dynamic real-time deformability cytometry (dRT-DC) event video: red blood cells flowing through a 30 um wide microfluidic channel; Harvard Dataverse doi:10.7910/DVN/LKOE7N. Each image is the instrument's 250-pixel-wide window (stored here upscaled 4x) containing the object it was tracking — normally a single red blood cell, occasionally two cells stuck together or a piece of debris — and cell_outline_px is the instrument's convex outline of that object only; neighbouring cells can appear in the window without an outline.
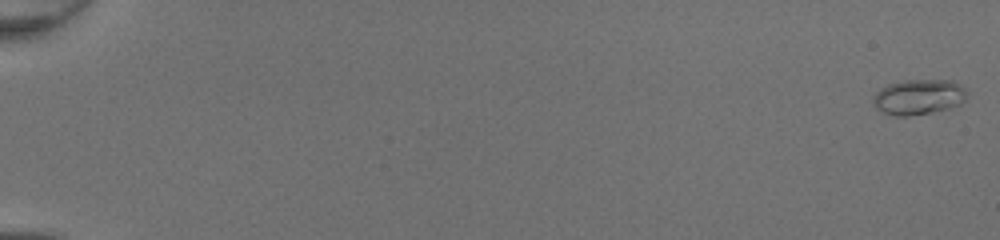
{"species": "common noctule bat (a hibernating species)", "species_latin": "Nyctalus noctula", "temperature_condition": "room temperature", "stored_images_in_passage": 51, "camera_frame_rate_fps": 3000, "um_per_image_px": 0.085, "animal": {"sex": "female", "body_mass_g": 20.0, "forearm_length_mm": 54.0}, "frame": {"image": 1, "passage_image": 1, "time_ms": 0.0, "image_size_px": [1000, 240], "cell_outline_px": [[968, 92], [964, 100], [960, 104], [952, 108], [932, 112], [908, 116], [896, 116], [884, 112], [876, 108], [872, 100], [872, 96], [880, 88], [888, 84], [904, 80], [952, 80], [968, 88]], "centroid_in_image_um": [78.11, 8.23], "position_along_channel_um": 6.9, "area_um2": 19.59}}
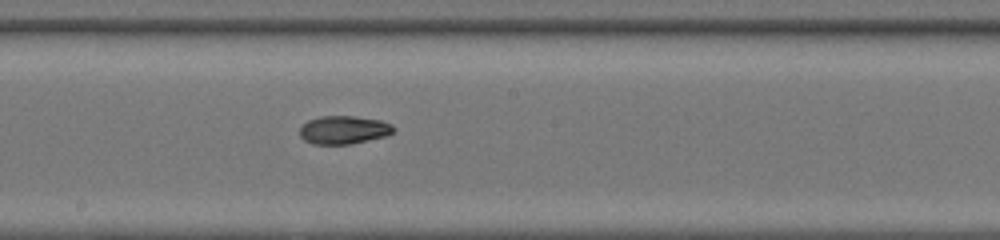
{"frame": {"image": 2, "passage_image": 31, "time_ms": 10.0, "image_size_px": [1000, 240], "cell_outline_px": [[396, 128], [388, 136], [352, 144], [312, 144], [304, 140], [300, 136], [300, 128], [308, 120], [320, 116], [356, 116], [380, 120], [392, 124]], "centroid_in_image_um": [29.24, 11.04], "position_along_channel_um": 219.0, "area_um2": 15.61}}
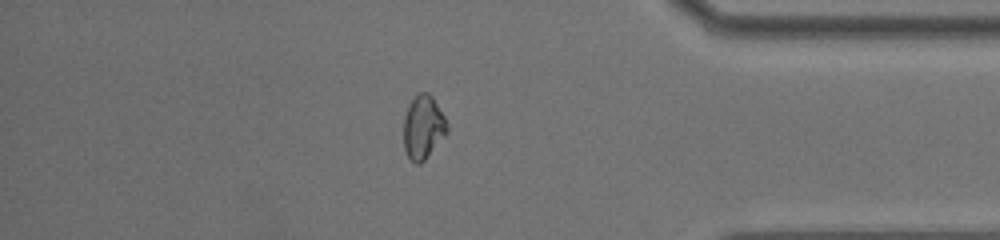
{"frame": {"image": 3, "passage_image": 45, "time_ms": 14.667, "image_size_px": [1000, 240], "cell_outline_px": [[448, 132], [424, 160], [420, 164], [416, 164], [408, 156], [404, 148], [404, 116], [408, 104], [420, 92], [428, 92], [432, 96], [444, 116], [448, 124]], "centroid_in_image_um": [35.97, 10.8], "position_along_channel_um": 399.2, "area_um2": 16.01}, "authors_computed_cell_mechanics": {"area_um2": 15.8372, "velocity_mm_per_s": 4.2937, "shape_relaxation_time_tau1_ms": 5.8752, "shape_relaxation_time_tau2_ms": 2.6934, "deformation_change_tau1": 0.1826, "deformation_change_tau2": 0.0661}}